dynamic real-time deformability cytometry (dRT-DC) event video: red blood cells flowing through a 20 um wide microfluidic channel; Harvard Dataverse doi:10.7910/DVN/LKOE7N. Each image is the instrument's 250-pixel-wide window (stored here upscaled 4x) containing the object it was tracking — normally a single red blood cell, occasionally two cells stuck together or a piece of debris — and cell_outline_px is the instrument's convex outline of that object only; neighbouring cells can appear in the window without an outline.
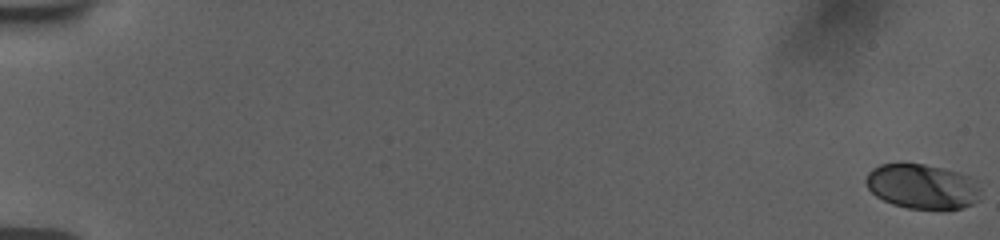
{"species": "human", "species_latin": "Homo sapiens", "temperature_condition": "room temperature", "stored_images_in_passage": 58, "camera_frame_rate_fps": 3000, "um_per_image_px": 0.085, "donor": {"sex": "female"}, "frame": {"image": 1, "passage_image": 1, "time_ms": 0.0, "image_size_px": [1000, 240], "cell_outline_px": [[980, 200], [972, 204], [948, 212], [940, 212], [908, 208], [892, 204], [876, 196], [868, 188], [864, 180], [868, 172], [872, 168], [880, 164], [924, 164], [944, 168], [960, 172], [976, 180], [980, 188]], "centroid_in_image_um": [78.44, 15.89], "position_along_channel_um": 6.6, "area_um2": 30.87}}
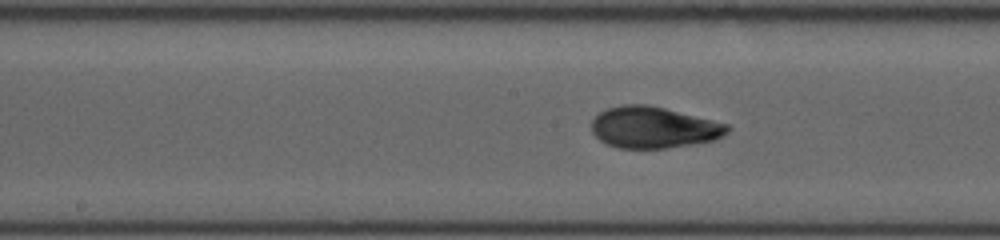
{"frame": {"image": 2, "passage_image": 32, "time_ms": 10.333, "image_size_px": [1000, 240], "cell_outline_px": [[732, 128], [728, 132], [716, 140], [692, 144], [664, 148], [620, 148], [608, 144], [600, 140], [592, 132], [592, 120], [600, 112], [608, 108], [620, 104], [648, 104], [728, 124]], "centroid_in_image_um": [55.56, 10.83], "position_along_channel_um": 192.6, "area_um2": 32.66}}
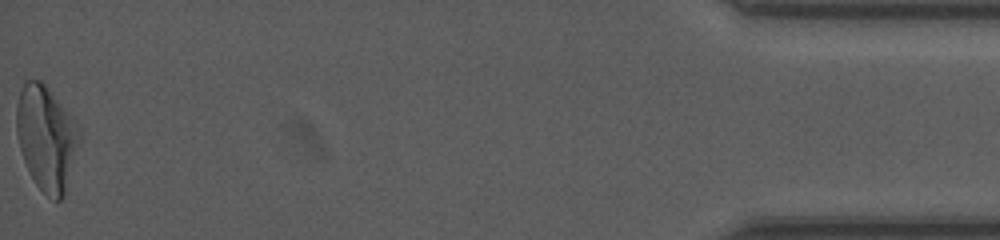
{"frame": {"image": 3, "passage_image": 58, "time_ms": 19.0, "image_size_px": [1000, 240], "cell_outline_px": [[80, 140], [64, 196], [60, 200], [56, 200], [48, 196], [36, 184], [28, 172], [20, 148], [16, 132], [16, 104], [20, 88], [28, 80], [40, 80], [44, 84], [68, 112], [80, 128]], "centroid_in_image_um": [3.93, 11.73], "position_along_channel_um": 431.3, "area_um2": 38.09}, "authors_computed_cell_mechanics": {"area_um2": 32.1657, "velocity_mm_per_s": 3.7438, "shape_relaxation_time_tau1_ms": 10.1211, "shape_relaxation_time_tau2_ms": 0.9999, "deformation_change_tau1": 0.263, "deformation_change_tau2": 0.0538}}